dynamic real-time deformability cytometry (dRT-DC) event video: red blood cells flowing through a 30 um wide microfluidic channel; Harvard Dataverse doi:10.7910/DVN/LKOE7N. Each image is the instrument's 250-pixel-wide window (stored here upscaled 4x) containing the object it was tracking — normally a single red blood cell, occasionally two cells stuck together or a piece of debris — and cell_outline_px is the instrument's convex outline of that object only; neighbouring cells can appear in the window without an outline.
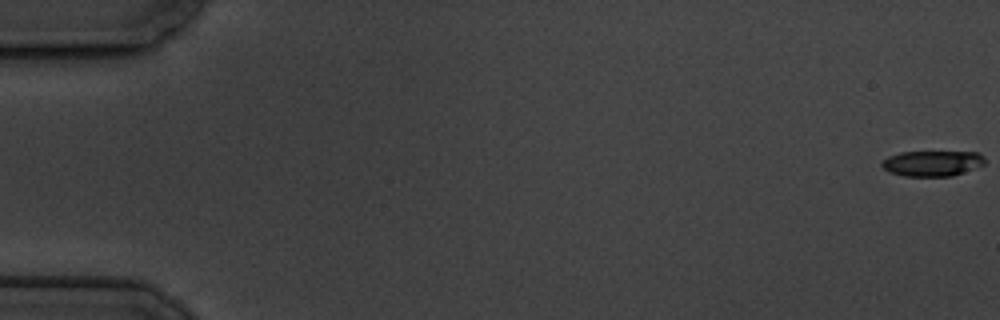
{"species": "common noctule bat (a hibernating species)", "species_latin": "Nyctalus noctula", "temperature_condition": "cold", "stored_images_in_passage": 7, "segment_of_instrument_passage": [1, 2], "camera_frame_rate_fps": 3000, "um_per_image_px": 0.085, "animal": {"sex": "male", "body_mass_g": 19.5, "forearm_length_mm": 54.6}, "frame": {"image": 1, "passage_image": 1, "time_ms": 0.0, "image_size_px": [1000, 320], "cell_outline_px": [[984, 164], [964, 172], [952, 176], [904, 176], [888, 172], [880, 164], [880, 160], [888, 156], [900, 152], [980, 152], [984, 156]], "centroid_in_image_um": [79.2, 13.88], "position_along_channel_um": 5.8, "area_um2": 15.43}}
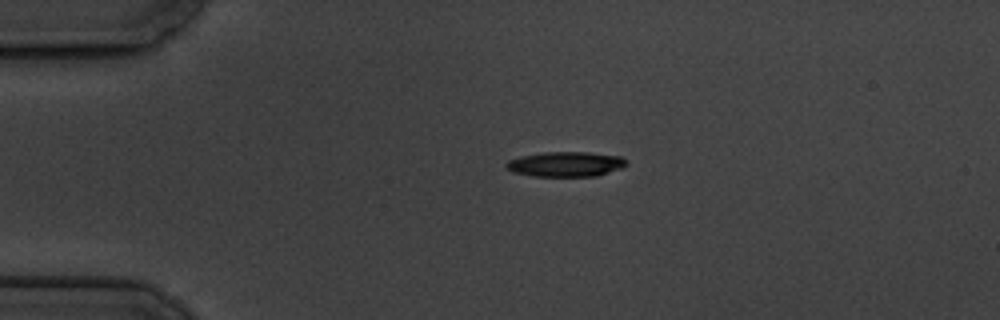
{"frame": {"image": 2, "passage_image": 5, "time_ms": 4.333, "image_size_px": [1000, 320], "cell_outline_px": [[628, 164], [624, 168], [596, 176], [532, 176], [512, 172], [504, 164], [508, 160], [520, 156], [544, 152], [588, 152], [620, 156]], "centroid_in_image_um": [48.09, 13.95], "position_along_channel_um": 36.9, "area_um2": 17.57}}